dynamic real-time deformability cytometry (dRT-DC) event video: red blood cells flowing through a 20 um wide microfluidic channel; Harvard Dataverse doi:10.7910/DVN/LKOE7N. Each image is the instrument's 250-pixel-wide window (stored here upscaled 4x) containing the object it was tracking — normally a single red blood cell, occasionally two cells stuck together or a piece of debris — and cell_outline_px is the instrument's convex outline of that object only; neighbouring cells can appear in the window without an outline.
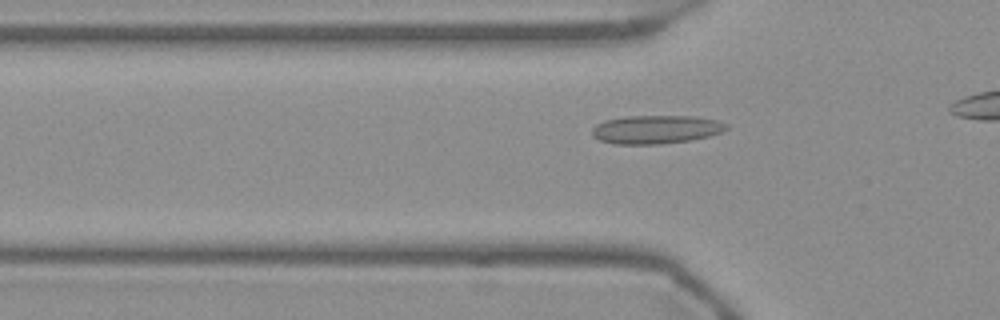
{"species": "Egyptian fruit bat (a non-hibernating species)", "species_latin": "Rousettus aegyptiacus", "temperature_condition": "warm", "stored_images_in_passage": 25, "camera_frame_rate_fps": 3000, "um_per_image_px": 0.085, "frame": {"image": 1, "passage_image": 12, "time_ms": 3.667, "image_size_px": [1000, 320], "cell_outline_px": [[728, 128], [720, 132], [708, 136], [692, 140], [660, 144], [612, 144], [600, 140], [592, 136], [592, 128], [596, 124], [604, 120], [628, 116], [692, 116], [716, 120], [728, 124]], "centroid_in_image_um": [55.73, 11.0], "position_along_channel_um": 70.1, "area_um2": 22.31}}
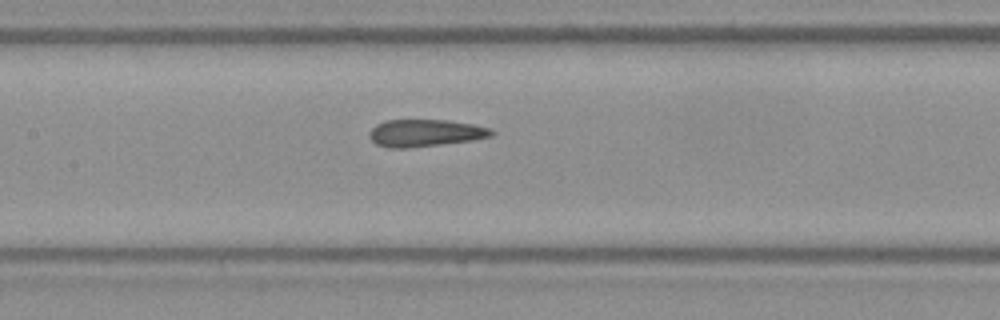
{"frame": {"image": 2, "passage_image": 20, "time_ms": 6.333, "image_size_px": [1000, 320], "cell_outline_px": [[496, 132], [492, 136], [472, 140], [408, 148], [388, 148], [376, 144], [368, 136], [368, 132], [376, 124], [384, 120], [448, 120], [472, 124], [492, 128]], "centroid_in_image_um": [36.13, 11.3], "position_along_channel_um": 171.3, "area_um2": 19.48}}
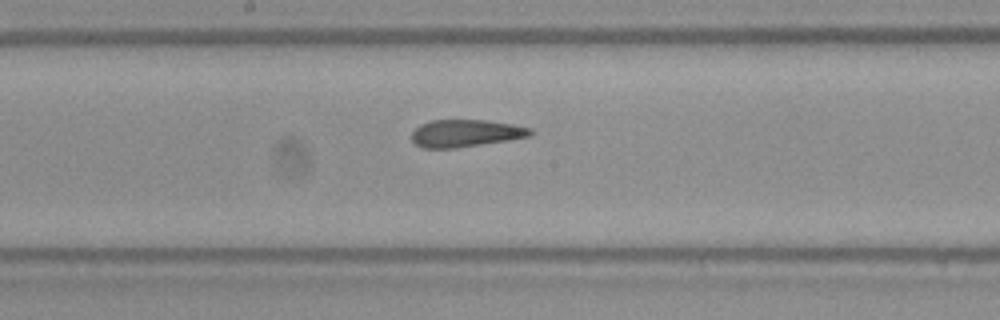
{"frame": {"image": 3, "passage_image": 23, "time_ms": 7.333, "image_size_px": [1000, 320], "cell_outline_px": [[532, 136], [508, 140], [456, 148], [420, 148], [412, 140], [412, 132], [420, 124], [432, 120], [488, 120], [512, 124], [532, 128]], "centroid_in_image_um": [39.58, 11.32], "position_along_channel_um": 208.6, "area_um2": 18.96}}